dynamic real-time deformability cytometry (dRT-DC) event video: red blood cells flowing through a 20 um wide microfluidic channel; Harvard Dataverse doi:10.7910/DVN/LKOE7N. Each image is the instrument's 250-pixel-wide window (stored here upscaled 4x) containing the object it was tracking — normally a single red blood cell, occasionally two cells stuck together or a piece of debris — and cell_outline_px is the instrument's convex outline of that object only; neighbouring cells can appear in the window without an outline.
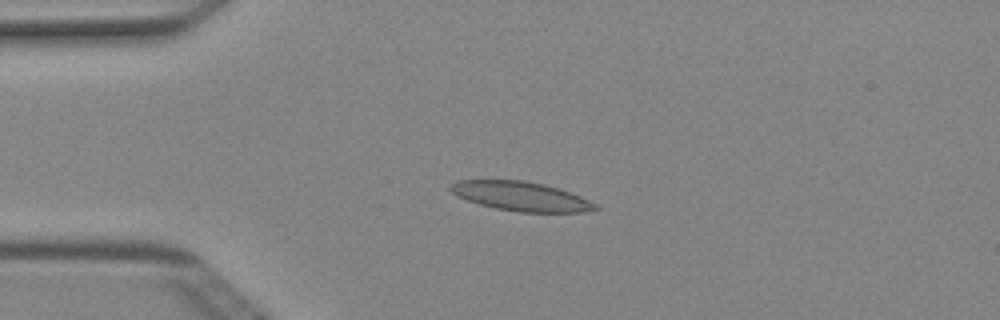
{"species": "Egyptian fruit bat (a non-hibernating species)", "species_latin": "Rousettus aegyptiacus", "temperature_condition": "cold", "stored_images_in_passage": 3, "camera_frame_rate_fps": 3000, "um_per_image_px": 0.085, "animal": {"sex": "female"}, "frame": {"image": 1, "passage_image": 2, "time_ms": 0.333, "image_size_px": [1000, 320], "cell_outline_px": [[600, 208], [580, 212], [520, 212], [496, 208], [480, 204], [456, 196], [448, 188], [456, 180], [524, 180], [544, 184], [580, 196], [596, 204]], "centroid_in_image_um": [44.25, 16.68], "position_along_channel_um": 40.8, "area_um2": 24.39}}